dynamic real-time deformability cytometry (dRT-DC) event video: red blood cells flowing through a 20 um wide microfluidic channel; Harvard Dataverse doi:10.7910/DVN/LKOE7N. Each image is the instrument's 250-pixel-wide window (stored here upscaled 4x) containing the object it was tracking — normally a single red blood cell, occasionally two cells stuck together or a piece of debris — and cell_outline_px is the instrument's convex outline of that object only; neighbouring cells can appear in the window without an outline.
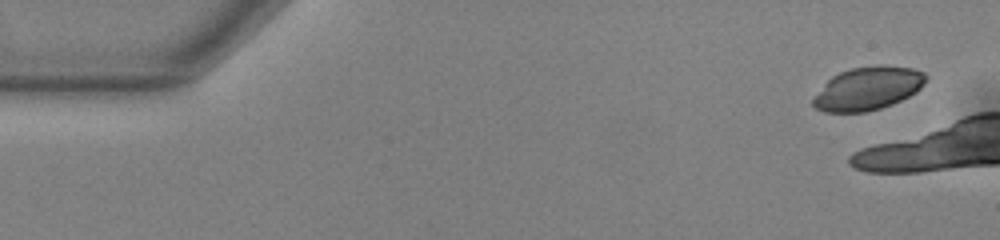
{"species": "common noctule bat (a hibernating species)", "species_latin": "Nyctalus noctula", "temperature_condition": "warm", "stored_images_in_passage": 7, "camera_frame_rate_fps": 3000, "um_per_image_px": 0.085, "animal": {"sex": "male", "body_mass_g": 13.0, "forearm_length_mm": 53.1}, "frame": {"image": 1, "passage_image": 1, "time_ms": 0.0, "image_size_px": [1000, 240], "cell_outline_px": [[928, 76], [924, 84], [916, 92], [892, 104], [880, 108], [864, 112], [824, 112], [816, 108], [812, 104], [812, 100], [824, 84], [832, 76], [840, 72], [852, 68], [880, 64], [884, 64], [912, 68], [924, 72]], "centroid_in_image_um": [73.79, 7.5], "position_along_channel_um": 11.2, "area_um2": 28.38}}